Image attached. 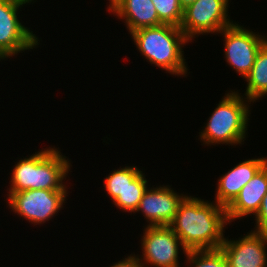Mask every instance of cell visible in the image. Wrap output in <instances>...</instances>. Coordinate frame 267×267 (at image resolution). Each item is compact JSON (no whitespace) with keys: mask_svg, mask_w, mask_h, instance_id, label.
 <instances>
[{"mask_svg":"<svg viewBox=\"0 0 267 267\" xmlns=\"http://www.w3.org/2000/svg\"><path fill=\"white\" fill-rule=\"evenodd\" d=\"M229 224L225 207L186 196L169 225L187 251L220 249Z\"/></svg>","mask_w":267,"mask_h":267,"instance_id":"cell-1","label":"cell"},{"mask_svg":"<svg viewBox=\"0 0 267 267\" xmlns=\"http://www.w3.org/2000/svg\"><path fill=\"white\" fill-rule=\"evenodd\" d=\"M68 159L59 147L54 146L17 160L11 172L8 192L31 189L67 190L65 180L68 173L72 172L71 161Z\"/></svg>","mask_w":267,"mask_h":267,"instance_id":"cell-2","label":"cell"},{"mask_svg":"<svg viewBox=\"0 0 267 267\" xmlns=\"http://www.w3.org/2000/svg\"><path fill=\"white\" fill-rule=\"evenodd\" d=\"M137 49L150 64L170 75L186 77L187 62L183 47L191 42L180 27L162 24L143 27L130 33Z\"/></svg>","mask_w":267,"mask_h":267,"instance_id":"cell-3","label":"cell"},{"mask_svg":"<svg viewBox=\"0 0 267 267\" xmlns=\"http://www.w3.org/2000/svg\"><path fill=\"white\" fill-rule=\"evenodd\" d=\"M249 104L251 101L235 89L225 93L219 104H216L217 107L208 118L204 129L199 132L201 143L206 146L242 145L248 135V120L251 114Z\"/></svg>","mask_w":267,"mask_h":267,"instance_id":"cell-4","label":"cell"},{"mask_svg":"<svg viewBox=\"0 0 267 267\" xmlns=\"http://www.w3.org/2000/svg\"><path fill=\"white\" fill-rule=\"evenodd\" d=\"M7 193L9 209L34 226H40L56 216L68 196V190L31 189Z\"/></svg>","mask_w":267,"mask_h":267,"instance_id":"cell-5","label":"cell"},{"mask_svg":"<svg viewBox=\"0 0 267 267\" xmlns=\"http://www.w3.org/2000/svg\"><path fill=\"white\" fill-rule=\"evenodd\" d=\"M32 2L36 1L0 0V61L15 57L25 50L38 48L39 38L18 19L19 8Z\"/></svg>","mask_w":267,"mask_h":267,"instance_id":"cell-6","label":"cell"},{"mask_svg":"<svg viewBox=\"0 0 267 267\" xmlns=\"http://www.w3.org/2000/svg\"><path fill=\"white\" fill-rule=\"evenodd\" d=\"M229 0H196L183 11L180 29L192 42L201 34H218L233 23L228 16Z\"/></svg>","mask_w":267,"mask_h":267,"instance_id":"cell-7","label":"cell"},{"mask_svg":"<svg viewBox=\"0 0 267 267\" xmlns=\"http://www.w3.org/2000/svg\"><path fill=\"white\" fill-rule=\"evenodd\" d=\"M143 231L144 235L141 238L143 252L141 256L138 254L137 256L144 267H181L179 252L182 250L186 255L188 251L170 226L146 225Z\"/></svg>","mask_w":267,"mask_h":267,"instance_id":"cell-8","label":"cell"},{"mask_svg":"<svg viewBox=\"0 0 267 267\" xmlns=\"http://www.w3.org/2000/svg\"><path fill=\"white\" fill-rule=\"evenodd\" d=\"M219 34L224 38L227 64L245 79L253 67L258 51L264 45V34L253 32L235 21Z\"/></svg>","mask_w":267,"mask_h":267,"instance_id":"cell-9","label":"cell"},{"mask_svg":"<svg viewBox=\"0 0 267 267\" xmlns=\"http://www.w3.org/2000/svg\"><path fill=\"white\" fill-rule=\"evenodd\" d=\"M169 185H159L147 188L135 213L140 212L145 217L148 226H169L178 212L179 205L187 196L179 194Z\"/></svg>","mask_w":267,"mask_h":267,"instance_id":"cell-10","label":"cell"},{"mask_svg":"<svg viewBox=\"0 0 267 267\" xmlns=\"http://www.w3.org/2000/svg\"><path fill=\"white\" fill-rule=\"evenodd\" d=\"M221 251L228 267H267V234L251 230L238 240L225 237Z\"/></svg>","mask_w":267,"mask_h":267,"instance_id":"cell-11","label":"cell"},{"mask_svg":"<svg viewBox=\"0 0 267 267\" xmlns=\"http://www.w3.org/2000/svg\"><path fill=\"white\" fill-rule=\"evenodd\" d=\"M267 163V157L247 159L238 163L218 179L215 202L227 207L253 177Z\"/></svg>","mask_w":267,"mask_h":267,"instance_id":"cell-12","label":"cell"},{"mask_svg":"<svg viewBox=\"0 0 267 267\" xmlns=\"http://www.w3.org/2000/svg\"><path fill=\"white\" fill-rule=\"evenodd\" d=\"M267 193V163L254 175V177L238 193L236 198L225 208L230 223L257 214L262 199Z\"/></svg>","mask_w":267,"mask_h":267,"instance_id":"cell-13","label":"cell"},{"mask_svg":"<svg viewBox=\"0 0 267 267\" xmlns=\"http://www.w3.org/2000/svg\"><path fill=\"white\" fill-rule=\"evenodd\" d=\"M122 19L129 34L143 27H156L163 23L159 20L152 0H119L109 11Z\"/></svg>","mask_w":267,"mask_h":267,"instance_id":"cell-14","label":"cell"},{"mask_svg":"<svg viewBox=\"0 0 267 267\" xmlns=\"http://www.w3.org/2000/svg\"><path fill=\"white\" fill-rule=\"evenodd\" d=\"M244 97L252 103L267 95V46L264 44L258 51L253 67L246 76Z\"/></svg>","mask_w":267,"mask_h":267,"instance_id":"cell-15","label":"cell"},{"mask_svg":"<svg viewBox=\"0 0 267 267\" xmlns=\"http://www.w3.org/2000/svg\"><path fill=\"white\" fill-rule=\"evenodd\" d=\"M143 171L126 187L122 194L112 201L123 212L132 214L137 210L144 192L150 186Z\"/></svg>","mask_w":267,"mask_h":267,"instance_id":"cell-16","label":"cell"},{"mask_svg":"<svg viewBox=\"0 0 267 267\" xmlns=\"http://www.w3.org/2000/svg\"><path fill=\"white\" fill-rule=\"evenodd\" d=\"M141 172L137 166L133 165L132 167H119L105 176L103 183L109 198L114 201Z\"/></svg>","mask_w":267,"mask_h":267,"instance_id":"cell-17","label":"cell"},{"mask_svg":"<svg viewBox=\"0 0 267 267\" xmlns=\"http://www.w3.org/2000/svg\"><path fill=\"white\" fill-rule=\"evenodd\" d=\"M190 267H228V263L221 249L193 250L185 255ZM190 265H189V264Z\"/></svg>","mask_w":267,"mask_h":267,"instance_id":"cell-18","label":"cell"},{"mask_svg":"<svg viewBox=\"0 0 267 267\" xmlns=\"http://www.w3.org/2000/svg\"><path fill=\"white\" fill-rule=\"evenodd\" d=\"M159 20L163 24L180 27L183 20V9L179 0H152Z\"/></svg>","mask_w":267,"mask_h":267,"instance_id":"cell-19","label":"cell"},{"mask_svg":"<svg viewBox=\"0 0 267 267\" xmlns=\"http://www.w3.org/2000/svg\"><path fill=\"white\" fill-rule=\"evenodd\" d=\"M254 217L256 225L253 231L267 234V193L262 199L260 209Z\"/></svg>","mask_w":267,"mask_h":267,"instance_id":"cell-20","label":"cell"},{"mask_svg":"<svg viewBox=\"0 0 267 267\" xmlns=\"http://www.w3.org/2000/svg\"><path fill=\"white\" fill-rule=\"evenodd\" d=\"M125 257L123 260L113 263L110 267H144L137 255L131 253V255H126Z\"/></svg>","mask_w":267,"mask_h":267,"instance_id":"cell-21","label":"cell"},{"mask_svg":"<svg viewBox=\"0 0 267 267\" xmlns=\"http://www.w3.org/2000/svg\"><path fill=\"white\" fill-rule=\"evenodd\" d=\"M196 0H179L180 5L182 7V9L184 10L185 8H187L188 6H190L191 4H193Z\"/></svg>","mask_w":267,"mask_h":267,"instance_id":"cell-22","label":"cell"},{"mask_svg":"<svg viewBox=\"0 0 267 267\" xmlns=\"http://www.w3.org/2000/svg\"><path fill=\"white\" fill-rule=\"evenodd\" d=\"M109 1V5L107 7V11H110L112 9V7L119 1V0H108Z\"/></svg>","mask_w":267,"mask_h":267,"instance_id":"cell-23","label":"cell"},{"mask_svg":"<svg viewBox=\"0 0 267 267\" xmlns=\"http://www.w3.org/2000/svg\"><path fill=\"white\" fill-rule=\"evenodd\" d=\"M264 44L267 46V36L264 35Z\"/></svg>","mask_w":267,"mask_h":267,"instance_id":"cell-24","label":"cell"}]
</instances>
